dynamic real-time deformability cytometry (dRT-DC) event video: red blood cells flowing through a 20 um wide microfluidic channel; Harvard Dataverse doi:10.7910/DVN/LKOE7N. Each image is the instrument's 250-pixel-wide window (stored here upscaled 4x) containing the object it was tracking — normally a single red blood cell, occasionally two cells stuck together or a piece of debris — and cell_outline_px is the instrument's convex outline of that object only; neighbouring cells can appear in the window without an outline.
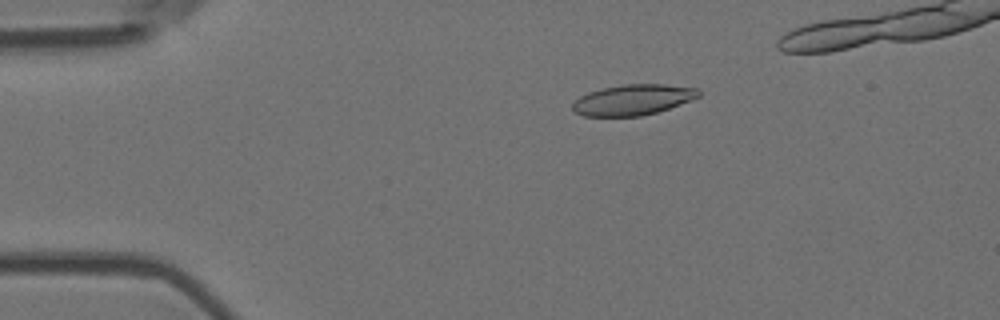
{"species": "Egyptian fruit bat (a non-hibernating species)", "species_latin": "Rousettus aegyptiacus", "temperature_condition": "room temperature", "stored_images_in_passage": 43, "camera_frame_rate_fps": 3000, "um_per_image_px": 0.085, "animal": {"sex": "female"}, "frame": {"image": 1, "passage_image": 4, "time_ms": 1.0, "image_size_px": [1000, 320], "cell_outline_px": [[700, 96], [692, 100], [656, 112], [640, 116], [584, 116], [576, 112], [572, 108], [572, 104], [580, 96], [588, 92], [600, 88], [620, 84], [664, 84], [700, 88]], "centroid_in_image_um": [53.81, 8.46], "position_along_channel_um": 31.2, "area_um2": 22.6}}
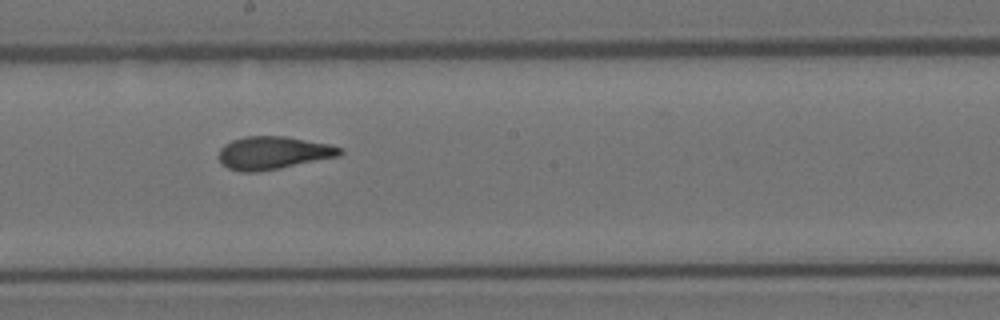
{"frame": {"image": 2, "passage_image": 24, "time_ms": 7.667, "image_size_px": [1000, 320], "cell_outline_px": [[344, 152], [340, 156], [280, 168], [256, 172], [240, 172], [228, 168], [216, 156], [220, 148], [224, 144], [232, 140], [244, 136], [284, 136], [328, 144], [344, 148]], "centroid_in_image_um": [23.21, 12.99], "position_along_channel_um": 225.0, "area_um2": 23.35}}
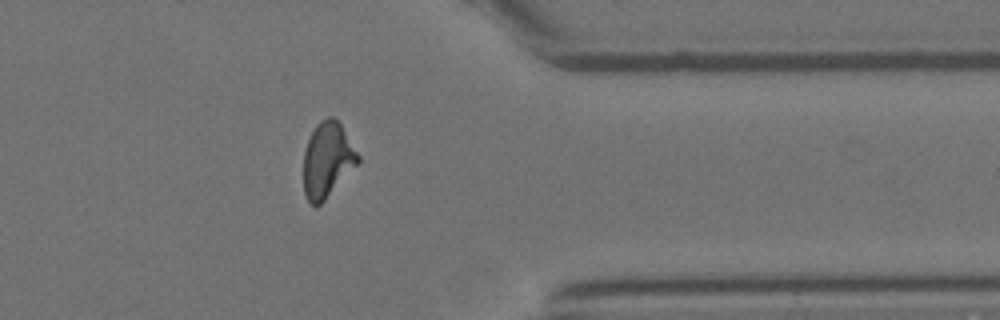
{"frame": {"image": 3, "passage_image": 38, "time_ms": 12.333, "image_size_px": [1000, 320], "cell_outline_px": [[360, 160], [324, 200], [316, 208], [308, 200], [304, 192], [304, 152], [308, 140], [316, 124], [320, 120], [328, 116], [332, 116], [340, 124], [360, 156]], "centroid_in_image_um": [27.81, 13.57], "position_along_channel_um": 383.6, "area_um2": 23.35}, "authors_computed_cell_mechanics": {"area_um2": 23.3512, "velocity_mm_per_s": 3.6724, "shape_relaxation_time_tau1_ms": 8.9437, "shape_relaxation_time_tau2_ms": 1.5261, "deformation_change_tau1": 0.2382, "deformation_change_tau2": 0.0882}}